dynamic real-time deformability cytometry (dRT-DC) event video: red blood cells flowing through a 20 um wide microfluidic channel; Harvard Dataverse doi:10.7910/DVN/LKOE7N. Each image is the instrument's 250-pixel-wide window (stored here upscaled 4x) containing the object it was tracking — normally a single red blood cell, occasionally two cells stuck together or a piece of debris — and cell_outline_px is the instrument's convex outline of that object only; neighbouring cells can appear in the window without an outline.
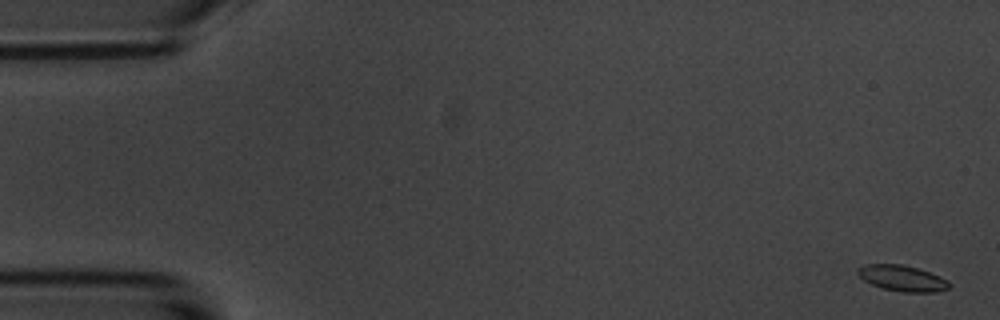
{"species": "common noctule bat (a hibernating species)", "species_latin": "Nyctalus noctula", "temperature_condition": "room temperature", "stored_images_in_passage": 57, "segment_of_instrument_passage": [1, 2], "camera_frame_rate_fps": 3000, "um_per_image_px": 0.085, "animal": {"sex": "male", "body_mass_g": 20.1, "forearm_length_mm": 53.5}, "frame": {"image": 1, "passage_image": 1, "time_ms": 0.0, "image_size_px": [1000, 320], "cell_outline_px": [[952, 284], [948, 288], [936, 292], [904, 292], [884, 288], [872, 284], [864, 280], [856, 272], [856, 268], [864, 264], [904, 264], [940, 276], [948, 280]], "centroid_in_image_um": [76.69, 23.64], "position_along_channel_um": 8.3, "area_um2": 13.76}}
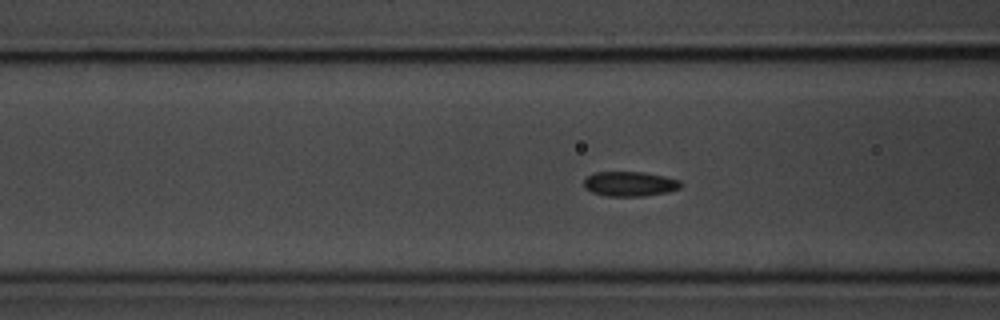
{"frame": {"image": 2, "passage_image": 21, "time_ms": 6.667, "image_size_px": [1000, 320], "cell_outline_px": [[684, 184], [680, 188], [668, 192], [644, 196], [608, 196], [592, 192], [584, 188], [584, 180], [592, 172], [644, 172], [664, 176], [680, 180]], "centroid_in_image_um": [53.55, 15.63], "position_along_channel_um": 113.0, "area_um2": 14.1}}
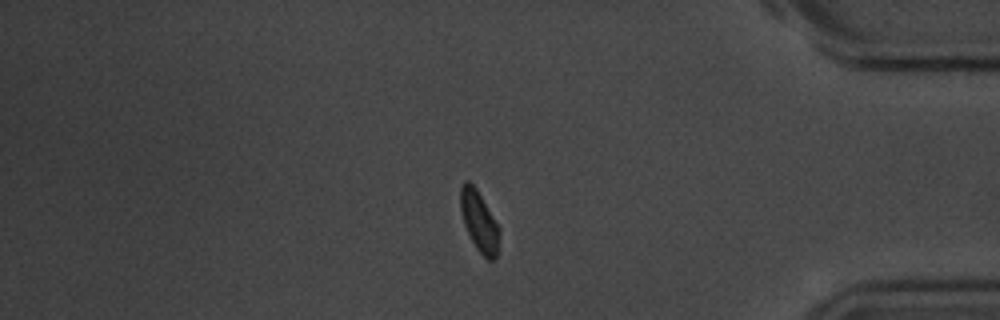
{"frame": {"image": 3, "passage_image": 47, "time_ms": 15.333, "image_size_px": [1000, 320], "cell_outline_px": [[500, 232], [496, 256], [492, 260], [488, 260], [476, 248], [464, 224], [460, 208], [460, 188], [464, 180], [468, 180], [476, 188], [500, 228]], "centroid_in_image_um": [40.72, 18.79], "position_along_channel_um": 394.5, "area_um2": 13.53}}